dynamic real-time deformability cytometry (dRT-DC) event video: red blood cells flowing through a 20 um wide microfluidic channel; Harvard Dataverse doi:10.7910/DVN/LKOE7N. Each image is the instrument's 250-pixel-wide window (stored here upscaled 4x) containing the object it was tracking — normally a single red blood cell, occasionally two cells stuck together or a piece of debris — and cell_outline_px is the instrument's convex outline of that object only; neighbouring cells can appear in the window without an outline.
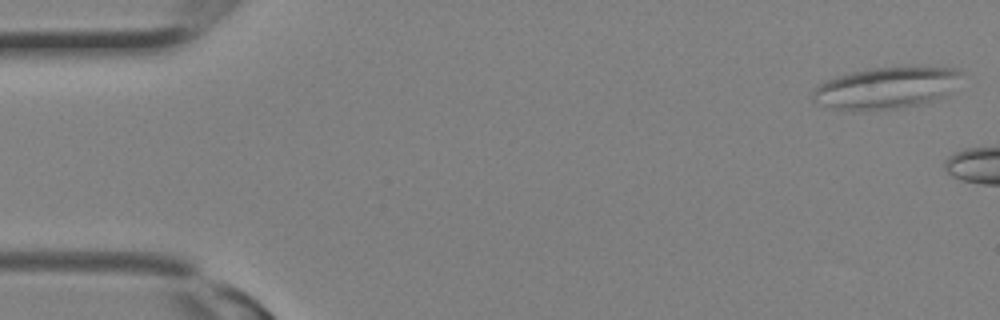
{"species": "Egyptian fruit bat (a non-hibernating species)", "species_latin": "Rousettus aegyptiacus", "temperature_condition": "room temperature", "stored_images_in_passage": 3, "camera_frame_rate_fps": 3000, "um_per_image_px": 0.085, "animal": {"sex": "female"}, "frame": {"image": 1, "passage_image": 1, "time_ms": 0.0, "image_size_px": [1000, 320], "cell_outline_px": [[964, 72], [948, 96], [920, 104], [900, 108], [860, 112], [852, 112], [828, 108], [812, 100], [812, 92], [824, 80], [836, 76], [868, 68], [960, 68]], "centroid_in_image_um": [75.29, 7.51], "position_along_channel_um": 9.7, "area_um2": 36.53}}